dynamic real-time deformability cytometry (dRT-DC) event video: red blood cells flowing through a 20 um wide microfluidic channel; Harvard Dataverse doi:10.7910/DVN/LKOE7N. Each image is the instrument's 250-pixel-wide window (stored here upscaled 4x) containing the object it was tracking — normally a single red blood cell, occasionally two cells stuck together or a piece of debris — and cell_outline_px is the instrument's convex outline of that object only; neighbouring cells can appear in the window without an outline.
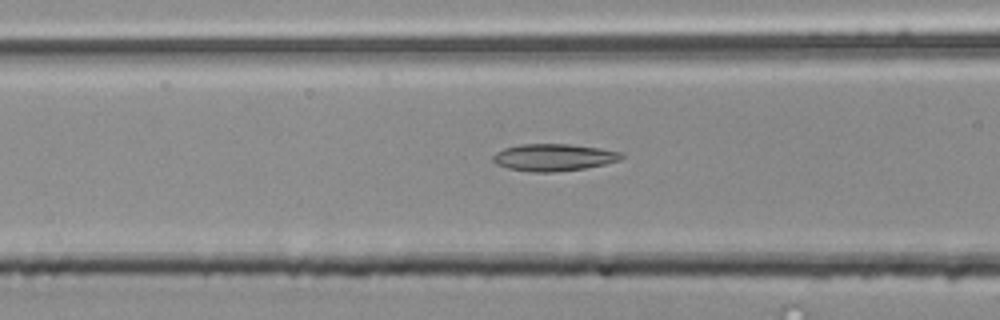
{"species": "common noctule bat (a hibernating species)", "species_latin": "Nyctalus noctula", "temperature_condition": "room temperature", "stored_images_in_passage": 27, "camera_frame_rate_fps": 3000, "um_per_image_px": 0.085, "animal": {"sex": "male", "body_mass_g": 20.4}, "frame": {"image": 1, "passage_image": 6, "time_ms": 1.667, "image_size_px": [1000, 320], "cell_outline_px": [[624, 156], [620, 160], [604, 164], [584, 168], [552, 172], [532, 172], [508, 168], [496, 164], [492, 160], [492, 156], [496, 152], [504, 148], [520, 144], [568, 144], [600, 148], [624, 152]], "centroid_in_image_um": [47.06, 13.37], "position_along_channel_um": 119.5, "area_um2": 20.29}}
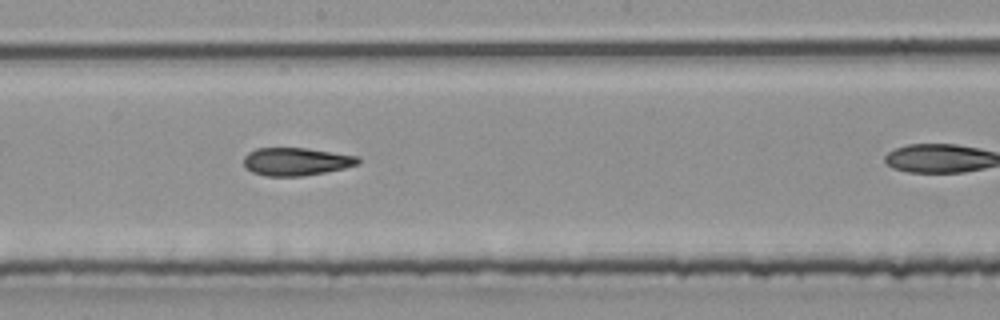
{"frame": {"image": 2, "passage_image": 14, "time_ms": 4.333, "image_size_px": [1000, 320], "cell_outline_px": [[360, 164], [344, 168], [304, 176], [264, 176], [252, 172], [244, 168], [244, 156], [248, 152], [256, 148], [304, 148], [360, 156]], "centroid_in_image_um": [25.16, 13.74], "position_along_channel_um": 223.0, "area_um2": 18.73}}
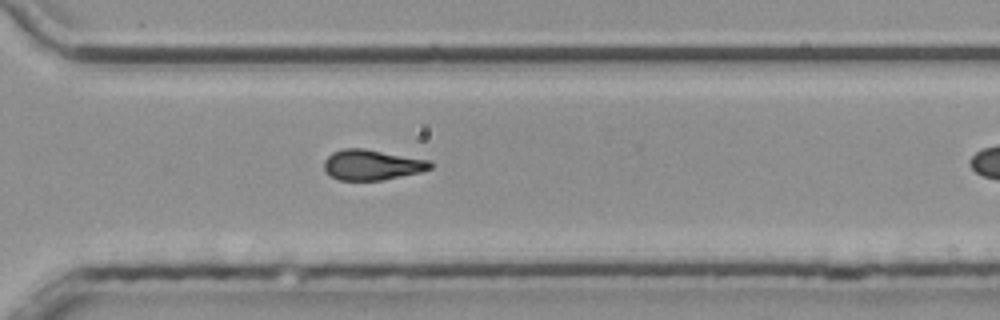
{"frame": {"image": 3, "passage_image": 23, "time_ms": 7.333, "image_size_px": [1000, 320], "cell_outline_px": [[432, 168], [420, 172], [380, 180], [340, 180], [332, 176], [324, 168], [324, 160], [332, 152], [344, 148], [364, 148], [432, 160]], "centroid_in_image_um": [31.64, 13.99], "position_along_channel_um": 339.0, "area_um2": 18.79}}